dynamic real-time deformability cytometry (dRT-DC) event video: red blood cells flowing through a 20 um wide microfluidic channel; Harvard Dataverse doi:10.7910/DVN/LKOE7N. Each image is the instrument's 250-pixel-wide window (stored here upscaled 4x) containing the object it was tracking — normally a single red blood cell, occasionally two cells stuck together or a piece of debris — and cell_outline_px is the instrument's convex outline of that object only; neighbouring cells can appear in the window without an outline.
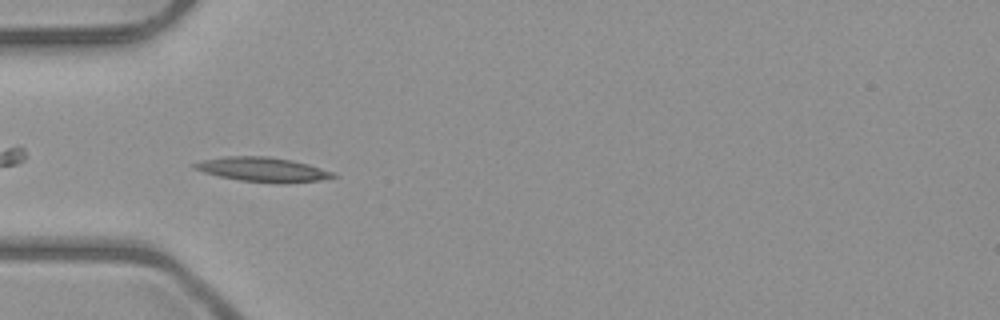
{"species": "common noctule bat (a hibernating species)", "species_latin": "Nyctalus noctula", "temperature_condition": "room temperature", "stored_images_in_passage": 5, "camera_frame_rate_fps": 3000, "um_per_image_px": 0.085, "animal": {"sex": "male", "body_mass_g": 23.1, "forearm_length_mm": 52.7}, "frame": {"image": 1, "passage_image": 3, "time_ms": 2.333, "image_size_px": [1000, 320], "cell_outline_px": [[336, 176], [320, 180], [280, 184], [276, 184], [240, 180], [220, 176], [204, 172], [192, 168], [192, 164], [204, 160], [228, 156], [268, 156], [292, 160], [308, 164], [332, 172]], "centroid_in_image_um": [22.32, 14.41], "position_along_channel_um": 62.7, "area_um2": 19.59}}
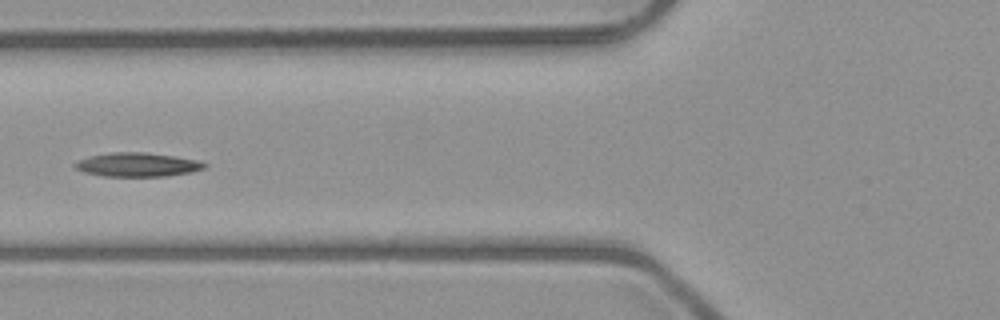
{"frame": {"image": 2, "passage_image": 4, "time_ms": 3.667, "image_size_px": [1000, 320], "cell_outline_px": [[208, 164], [204, 168], [192, 172], [164, 176], [100, 176], [84, 172], [76, 168], [72, 164], [88, 156], [112, 152], [144, 152], [172, 156], [196, 160]], "centroid_in_image_um": [11.65, 14.0], "position_along_channel_um": 114.2, "area_um2": 17.92}}
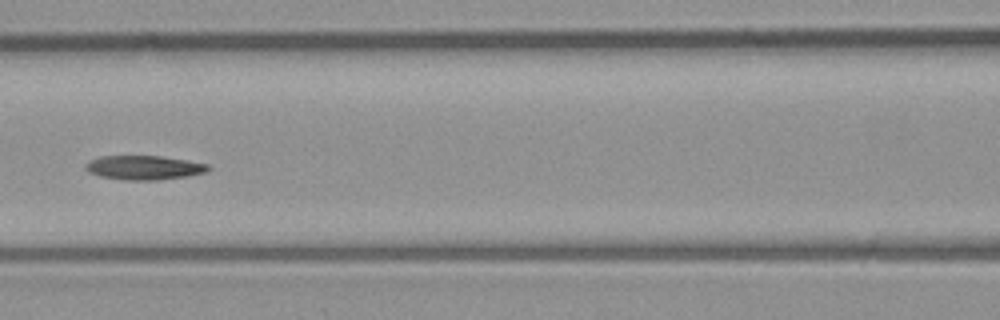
{"frame": {"image": 3, "passage_image": 5, "time_ms": 4.667, "image_size_px": [1000, 320], "cell_outline_px": [[212, 168], [204, 172], [188, 176], [160, 180], [124, 180], [100, 176], [88, 172], [84, 168], [84, 164], [88, 160], [100, 156], [160, 156], [208, 164]], "centroid_in_image_um": [12.19, 14.25], "position_along_channel_um": 154.4, "area_um2": 17.34}}